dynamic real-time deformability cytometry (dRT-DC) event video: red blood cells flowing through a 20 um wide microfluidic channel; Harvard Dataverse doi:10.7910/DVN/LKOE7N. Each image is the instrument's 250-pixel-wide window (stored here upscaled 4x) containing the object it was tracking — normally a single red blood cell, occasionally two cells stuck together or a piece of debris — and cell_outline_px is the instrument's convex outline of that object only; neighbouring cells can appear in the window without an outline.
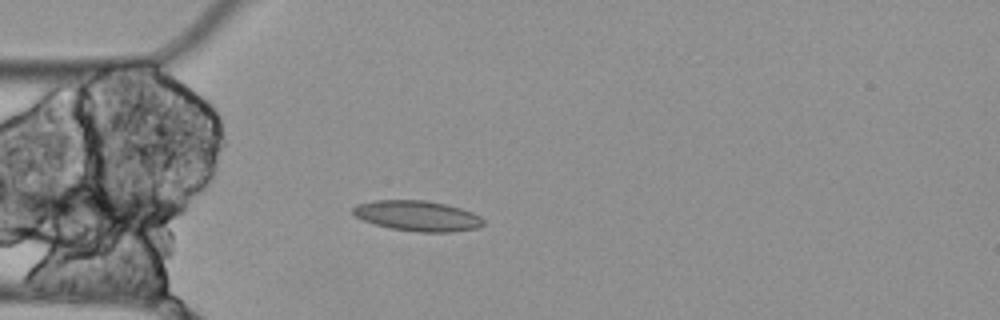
{"species": "Egyptian fruit bat (a non-hibernating species)", "species_latin": "Rousettus aegyptiacus", "temperature_condition": "cold", "stored_images_in_passage": 4, "camera_frame_rate_fps": 3000, "um_per_image_px": 0.085, "animal": {"sex": "female"}, "frame": {"image": 1, "passage_image": 4, "time_ms": 1.0, "image_size_px": [1000, 320], "cell_outline_px": [[484, 224], [476, 228], [452, 232], [416, 232], [392, 228], [376, 224], [364, 220], [356, 216], [352, 212], [352, 208], [356, 204], [372, 200], [424, 200], [444, 204], [460, 208], [472, 212], [480, 216], [484, 220]], "centroid_in_image_um": [35.48, 18.34], "position_along_channel_um": 49.5, "area_um2": 23.0}}